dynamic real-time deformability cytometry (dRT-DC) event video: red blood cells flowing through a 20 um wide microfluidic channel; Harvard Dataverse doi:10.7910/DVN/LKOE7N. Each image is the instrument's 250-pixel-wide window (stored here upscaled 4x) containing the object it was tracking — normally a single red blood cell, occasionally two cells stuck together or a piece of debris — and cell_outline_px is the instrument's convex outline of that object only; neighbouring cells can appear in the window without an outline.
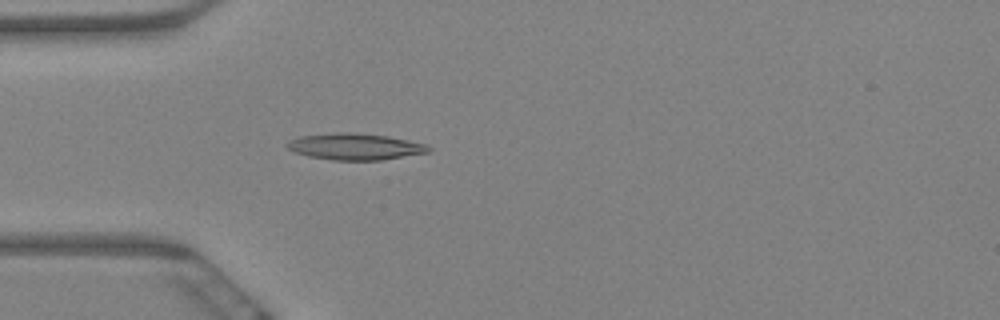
{"species": "Egyptian fruit bat (a non-hibernating species)", "species_latin": "Rousettus aegyptiacus", "temperature_condition": "warm", "stored_images_in_passage": 5, "camera_frame_rate_fps": 3000, "um_per_image_px": 0.085, "animal": {"sex": "female"}, "frame": {"image": 1, "passage_image": 5, "time_ms": 1.333, "image_size_px": [1000, 320], "cell_outline_px": [[432, 148], [428, 152], [380, 160], [332, 160], [308, 156], [296, 152], [288, 148], [284, 144], [288, 140], [300, 136], [340, 132], [352, 132], [388, 136], [428, 144]], "centroid_in_image_um": [30.17, 12.45], "position_along_channel_um": 54.8, "area_um2": 21.79}}